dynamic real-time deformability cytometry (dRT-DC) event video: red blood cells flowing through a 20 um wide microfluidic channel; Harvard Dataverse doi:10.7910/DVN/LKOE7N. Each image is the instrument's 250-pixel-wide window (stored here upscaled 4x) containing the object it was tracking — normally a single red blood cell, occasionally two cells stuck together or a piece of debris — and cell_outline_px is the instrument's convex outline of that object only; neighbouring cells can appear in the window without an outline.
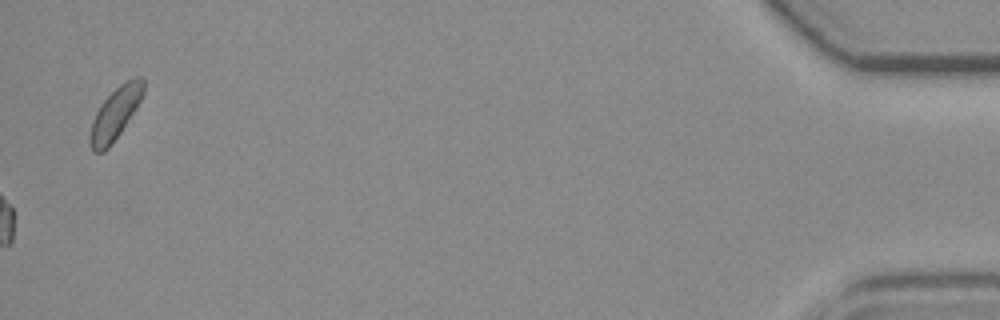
{"species": "common noctule bat (a hibernating species)", "species_latin": "Nyctalus noctula", "temperature_condition": "room temperature", "stored_images_in_passage": 55, "camera_frame_rate_fps": 3000, "um_per_image_px": 0.085, "animal": {"sex": "female", "body_mass_g": 19.3, "forearm_length_mm": 54.1}, "frame": {"image": 1, "passage_image": 55, "time_ms": 18.0, "image_size_px": [1000, 320], "cell_outline_px": [[144, 92], [136, 108], [112, 144], [104, 152], [92, 152], [88, 140], [92, 120], [100, 104], [124, 80], [132, 76], [140, 76], [144, 80]], "centroid_in_image_um": [9.78, 9.64], "position_along_channel_um": 425.4, "area_um2": 16.24}, "authors_computed_cell_mechanics": {"area_um2": 15.7794, "velocity_mm_per_s": 3.7546, "shape_relaxation_time_tau1_ms": null, "shape_relaxation_time_tau2_ms": 10.9256, "deformation_change_tau1": null, "deformation_change_tau2": 0.1438}}